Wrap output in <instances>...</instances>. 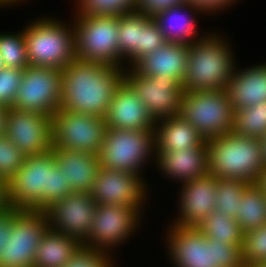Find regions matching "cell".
I'll use <instances>...</instances> for the list:
<instances>
[{
    "label": "cell",
    "mask_w": 266,
    "mask_h": 267,
    "mask_svg": "<svg viewBox=\"0 0 266 267\" xmlns=\"http://www.w3.org/2000/svg\"><path fill=\"white\" fill-rule=\"evenodd\" d=\"M125 67L74 59L62 72L60 109L105 117Z\"/></svg>",
    "instance_id": "1"
},
{
    "label": "cell",
    "mask_w": 266,
    "mask_h": 267,
    "mask_svg": "<svg viewBox=\"0 0 266 267\" xmlns=\"http://www.w3.org/2000/svg\"><path fill=\"white\" fill-rule=\"evenodd\" d=\"M168 225L164 244L172 266L245 267L242 245L224 244L207 238L196 227Z\"/></svg>",
    "instance_id": "2"
},
{
    "label": "cell",
    "mask_w": 266,
    "mask_h": 267,
    "mask_svg": "<svg viewBox=\"0 0 266 267\" xmlns=\"http://www.w3.org/2000/svg\"><path fill=\"white\" fill-rule=\"evenodd\" d=\"M212 32V33H211ZM189 45L188 65L183 89L218 90L226 88L236 70V55L227 36L213 30Z\"/></svg>",
    "instance_id": "3"
},
{
    "label": "cell",
    "mask_w": 266,
    "mask_h": 267,
    "mask_svg": "<svg viewBox=\"0 0 266 267\" xmlns=\"http://www.w3.org/2000/svg\"><path fill=\"white\" fill-rule=\"evenodd\" d=\"M207 144L208 174L256 183L266 167L259 138L240 136L233 132L210 138Z\"/></svg>",
    "instance_id": "4"
},
{
    "label": "cell",
    "mask_w": 266,
    "mask_h": 267,
    "mask_svg": "<svg viewBox=\"0 0 266 267\" xmlns=\"http://www.w3.org/2000/svg\"><path fill=\"white\" fill-rule=\"evenodd\" d=\"M60 20L41 16L23 27L29 65L64 69L77 58L73 20Z\"/></svg>",
    "instance_id": "5"
},
{
    "label": "cell",
    "mask_w": 266,
    "mask_h": 267,
    "mask_svg": "<svg viewBox=\"0 0 266 267\" xmlns=\"http://www.w3.org/2000/svg\"><path fill=\"white\" fill-rule=\"evenodd\" d=\"M179 114L207 141L232 132L235 109L226 88L184 90Z\"/></svg>",
    "instance_id": "6"
},
{
    "label": "cell",
    "mask_w": 266,
    "mask_h": 267,
    "mask_svg": "<svg viewBox=\"0 0 266 267\" xmlns=\"http://www.w3.org/2000/svg\"><path fill=\"white\" fill-rule=\"evenodd\" d=\"M150 157L155 161L154 130L107 128L98 153L101 168L139 175Z\"/></svg>",
    "instance_id": "7"
},
{
    "label": "cell",
    "mask_w": 266,
    "mask_h": 267,
    "mask_svg": "<svg viewBox=\"0 0 266 267\" xmlns=\"http://www.w3.org/2000/svg\"><path fill=\"white\" fill-rule=\"evenodd\" d=\"M76 56L80 60L121 67L117 40L119 16H74Z\"/></svg>",
    "instance_id": "8"
},
{
    "label": "cell",
    "mask_w": 266,
    "mask_h": 267,
    "mask_svg": "<svg viewBox=\"0 0 266 267\" xmlns=\"http://www.w3.org/2000/svg\"><path fill=\"white\" fill-rule=\"evenodd\" d=\"M55 163L52 151L26 156L23 165L7 183L10 208L45 211L48 208L49 169Z\"/></svg>",
    "instance_id": "9"
},
{
    "label": "cell",
    "mask_w": 266,
    "mask_h": 267,
    "mask_svg": "<svg viewBox=\"0 0 266 267\" xmlns=\"http://www.w3.org/2000/svg\"><path fill=\"white\" fill-rule=\"evenodd\" d=\"M106 130L104 117L59 109L52 116V148L98 155Z\"/></svg>",
    "instance_id": "10"
},
{
    "label": "cell",
    "mask_w": 266,
    "mask_h": 267,
    "mask_svg": "<svg viewBox=\"0 0 266 267\" xmlns=\"http://www.w3.org/2000/svg\"><path fill=\"white\" fill-rule=\"evenodd\" d=\"M143 209L97 204L89 236L83 246L113 252L116 246L125 244L124 241L135 235L137 227L142 226Z\"/></svg>",
    "instance_id": "11"
},
{
    "label": "cell",
    "mask_w": 266,
    "mask_h": 267,
    "mask_svg": "<svg viewBox=\"0 0 266 267\" xmlns=\"http://www.w3.org/2000/svg\"><path fill=\"white\" fill-rule=\"evenodd\" d=\"M61 85V69L29 65L12 108L53 116L60 109Z\"/></svg>",
    "instance_id": "12"
},
{
    "label": "cell",
    "mask_w": 266,
    "mask_h": 267,
    "mask_svg": "<svg viewBox=\"0 0 266 267\" xmlns=\"http://www.w3.org/2000/svg\"><path fill=\"white\" fill-rule=\"evenodd\" d=\"M48 228L45 211L22 210L0 253V267H33L36 248Z\"/></svg>",
    "instance_id": "13"
},
{
    "label": "cell",
    "mask_w": 266,
    "mask_h": 267,
    "mask_svg": "<svg viewBox=\"0 0 266 267\" xmlns=\"http://www.w3.org/2000/svg\"><path fill=\"white\" fill-rule=\"evenodd\" d=\"M125 80L137 92L155 123L179 114L184 89L177 79L142 76L132 67L125 69Z\"/></svg>",
    "instance_id": "14"
},
{
    "label": "cell",
    "mask_w": 266,
    "mask_h": 267,
    "mask_svg": "<svg viewBox=\"0 0 266 267\" xmlns=\"http://www.w3.org/2000/svg\"><path fill=\"white\" fill-rule=\"evenodd\" d=\"M52 116L10 108L7 113L5 136L25 156L52 151Z\"/></svg>",
    "instance_id": "15"
},
{
    "label": "cell",
    "mask_w": 266,
    "mask_h": 267,
    "mask_svg": "<svg viewBox=\"0 0 266 267\" xmlns=\"http://www.w3.org/2000/svg\"><path fill=\"white\" fill-rule=\"evenodd\" d=\"M145 181L143 175L100 168L90 194L97 204L144 208L150 193Z\"/></svg>",
    "instance_id": "16"
},
{
    "label": "cell",
    "mask_w": 266,
    "mask_h": 267,
    "mask_svg": "<svg viewBox=\"0 0 266 267\" xmlns=\"http://www.w3.org/2000/svg\"><path fill=\"white\" fill-rule=\"evenodd\" d=\"M96 206L90 193L72 192L45 210L49 228L83 245L88 239Z\"/></svg>",
    "instance_id": "17"
},
{
    "label": "cell",
    "mask_w": 266,
    "mask_h": 267,
    "mask_svg": "<svg viewBox=\"0 0 266 267\" xmlns=\"http://www.w3.org/2000/svg\"><path fill=\"white\" fill-rule=\"evenodd\" d=\"M178 192V215L169 224L197 227L215 210L217 177L207 174L199 179L181 183Z\"/></svg>",
    "instance_id": "18"
},
{
    "label": "cell",
    "mask_w": 266,
    "mask_h": 267,
    "mask_svg": "<svg viewBox=\"0 0 266 267\" xmlns=\"http://www.w3.org/2000/svg\"><path fill=\"white\" fill-rule=\"evenodd\" d=\"M104 118L107 128L111 129L154 130L156 124L125 79L116 89Z\"/></svg>",
    "instance_id": "19"
},
{
    "label": "cell",
    "mask_w": 266,
    "mask_h": 267,
    "mask_svg": "<svg viewBox=\"0 0 266 267\" xmlns=\"http://www.w3.org/2000/svg\"><path fill=\"white\" fill-rule=\"evenodd\" d=\"M199 14L206 13L186 2L156 13L152 19L158 25L165 42L191 45L208 34L203 32V35H200L197 31L199 25L196 15L200 16Z\"/></svg>",
    "instance_id": "20"
},
{
    "label": "cell",
    "mask_w": 266,
    "mask_h": 267,
    "mask_svg": "<svg viewBox=\"0 0 266 267\" xmlns=\"http://www.w3.org/2000/svg\"><path fill=\"white\" fill-rule=\"evenodd\" d=\"M155 162L165 177L180 184L208 174L207 144L187 150L155 152Z\"/></svg>",
    "instance_id": "21"
},
{
    "label": "cell",
    "mask_w": 266,
    "mask_h": 267,
    "mask_svg": "<svg viewBox=\"0 0 266 267\" xmlns=\"http://www.w3.org/2000/svg\"><path fill=\"white\" fill-rule=\"evenodd\" d=\"M189 45L165 42L141 58L133 68L142 76H161L177 79L181 84L188 65Z\"/></svg>",
    "instance_id": "22"
},
{
    "label": "cell",
    "mask_w": 266,
    "mask_h": 267,
    "mask_svg": "<svg viewBox=\"0 0 266 267\" xmlns=\"http://www.w3.org/2000/svg\"><path fill=\"white\" fill-rule=\"evenodd\" d=\"M54 159L72 192L91 193L99 171L98 155L78 150L54 149Z\"/></svg>",
    "instance_id": "23"
},
{
    "label": "cell",
    "mask_w": 266,
    "mask_h": 267,
    "mask_svg": "<svg viewBox=\"0 0 266 267\" xmlns=\"http://www.w3.org/2000/svg\"><path fill=\"white\" fill-rule=\"evenodd\" d=\"M226 92L235 110L266 100V63L235 70L228 81Z\"/></svg>",
    "instance_id": "24"
},
{
    "label": "cell",
    "mask_w": 266,
    "mask_h": 267,
    "mask_svg": "<svg viewBox=\"0 0 266 267\" xmlns=\"http://www.w3.org/2000/svg\"><path fill=\"white\" fill-rule=\"evenodd\" d=\"M155 152L187 150L203 146L206 140L180 114L156 122Z\"/></svg>",
    "instance_id": "25"
},
{
    "label": "cell",
    "mask_w": 266,
    "mask_h": 267,
    "mask_svg": "<svg viewBox=\"0 0 266 267\" xmlns=\"http://www.w3.org/2000/svg\"><path fill=\"white\" fill-rule=\"evenodd\" d=\"M80 246L76 239L48 228L36 248L33 267H63Z\"/></svg>",
    "instance_id": "26"
},
{
    "label": "cell",
    "mask_w": 266,
    "mask_h": 267,
    "mask_svg": "<svg viewBox=\"0 0 266 267\" xmlns=\"http://www.w3.org/2000/svg\"><path fill=\"white\" fill-rule=\"evenodd\" d=\"M151 16L131 12L119 16L118 44L121 52V67L140 49L143 39V27Z\"/></svg>",
    "instance_id": "27"
},
{
    "label": "cell",
    "mask_w": 266,
    "mask_h": 267,
    "mask_svg": "<svg viewBox=\"0 0 266 267\" xmlns=\"http://www.w3.org/2000/svg\"><path fill=\"white\" fill-rule=\"evenodd\" d=\"M236 220L243 232L266 224V194L255 183L245 189Z\"/></svg>",
    "instance_id": "28"
},
{
    "label": "cell",
    "mask_w": 266,
    "mask_h": 267,
    "mask_svg": "<svg viewBox=\"0 0 266 267\" xmlns=\"http://www.w3.org/2000/svg\"><path fill=\"white\" fill-rule=\"evenodd\" d=\"M207 238L224 244L242 245L243 231L237 220L214 210L196 227Z\"/></svg>",
    "instance_id": "29"
},
{
    "label": "cell",
    "mask_w": 266,
    "mask_h": 267,
    "mask_svg": "<svg viewBox=\"0 0 266 267\" xmlns=\"http://www.w3.org/2000/svg\"><path fill=\"white\" fill-rule=\"evenodd\" d=\"M232 132L262 139L266 135V100L235 110Z\"/></svg>",
    "instance_id": "30"
},
{
    "label": "cell",
    "mask_w": 266,
    "mask_h": 267,
    "mask_svg": "<svg viewBox=\"0 0 266 267\" xmlns=\"http://www.w3.org/2000/svg\"><path fill=\"white\" fill-rule=\"evenodd\" d=\"M249 185L248 182L239 179L217 178L215 210L236 219L242 195Z\"/></svg>",
    "instance_id": "31"
},
{
    "label": "cell",
    "mask_w": 266,
    "mask_h": 267,
    "mask_svg": "<svg viewBox=\"0 0 266 267\" xmlns=\"http://www.w3.org/2000/svg\"><path fill=\"white\" fill-rule=\"evenodd\" d=\"M76 1V0H75ZM138 0H77L75 16H120L135 12Z\"/></svg>",
    "instance_id": "32"
},
{
    "label": "cell",
    "mask_w": 266,
    "mask_h": 267,
    "mask_svg": "<svg viewBox=\"0 0 266 267\" xmlns=\"http://www.w3.org/2000/svg\"><path fill=\"white\" fill-rule=\"evenodd\" d=\"M0 55L5 67L25 69L29 66L24 29L0 33Z\"/></svg>",
    "instance_id": "33"
},
{
    "label": "cell",
    "mask_w": 266,
    "mask_h": 267,
    "mask_svg": "<svg viewBox=\"0 0 266 267\" xmlns=\"http://www.w3.org/2000/svg\"><path fill=\"white\" fill-rule=\"evenodd\" d=\"M241 251L245 267L266 263V224L243 232Z\"/></svg>",
    "instance_id": "34"
},
{
    "label": "cell",
    "mask_w": 266,
    "mask_h": 267,
    "mask_svg": "<svg viewBox=\"0 0 266 267\" xmlns=\"http://www.w3.org/2000/svg\"><path fill=\"white\" fill-rule=\"evenodd\" d=\"M112 254L107 250L81 245L63 267H115L117 264Z\"/></svg>",
    "instance_id": "35"
},
{
    "label": "cell",
    "mask_w": 266,
    "mask_h": 267,
    "mask_svg": "<svg viewBox=\"0 0 266 267\" xmlns=\"http://www.w3.org/2000/svg\"><path fill=\"white\" fill-rule=\"evenodd\" d=\"M25 155L8 137L0 136V178L8 181L25 161Z\"/></svg>",
    "instance_id": "36"
},
{
    "label": "cell",
    "mask_w": 266,
    "mask_h": 267,
    "mask_svg": "<svg viewBox=\"0 0 266 267\" xmlns=\"http://www.w3.org/2000/svg\"><path fill=\"white\" fill-rule=\"evenodd\" d=\"M24 69L4 67L0 70V106L13 107Z\"/></svg>",
    "instance_id": "37"
},
{
    "label": "cell",
    "mask_w": 266,
    "mask_h": 267,
    "mask_svg": "<svg viewBox=\"0 0 266 267\" xmlns=\"http://www.w3.org/2000/svg\"><path fill=\"white\" fill-rule=\"evenodd\" d=\"M165 43V39L158 28V25L151 19L143 27V39L140 49L126 62L127 68H132L141 58L152 53ZM130 64V65H129Z\"/></svg>",
    "instance_id": "38"
},
{
    "label": "cell",
    "mask_w": 266,
    "mask_h": 267,
    "mask_svg": "<svg viewBox=\"0 0 266 267\" xmlns=\"http://www.w3.org/2000/svg\"><path fill=\"white\" fill-rule=\"evenodd\" d=\"M71 193L72 188L68 181H65V177L60 173L58 165L55 163L52 168L49 169L48 208Z\"/></svg>",
    "instance_id": "39"
},
{
    "label": "cell",
    "mask_w": 266,
    "mask_h": 267,
    "mask_svg": "<svg viewBox=\"0 0 266 267\" xmlns=\"http://www.w3.org/2000/svg\"><path fill=\"white\" fill-rule=\"evenodd\" d=\"M186 2L187 0H138L135 11L153 17L156 13Z\"/></svg>",
    "instance_id": "40"
},
{
    "label": "cell",
    "mask_w": 266,
    "mask_h": 267,
    "mask_svg": "<svg viewBox=\"0 0 266 267\" xmlns=\"http://www.w3.org/2000/svg\"><path fill=\"white\" fill-rule=\"evenodd\" d=\"M239 1V0H238ZM237 0H187L188 3L200 8L208 16L213 15V13L223 12L224 9L230 8L233 3L235 5Z\"/></svg>",
    "instance_id": "41"
},
{
    "label": "cell",
    "mask_w": 266,
    "mask_h": 267,
    "mask_svg": "<svg viewBox=\"0 0 266 267\" xmlns=\"http://www.w3.org/2000/svg\"><path fill=\"white\" fill-rule=\"evenodd\" d=\"M21 211V209L10 208L6 212L0 214V253H2L7 239L10 238L12 223L14 222L15 217Z\"/></svg>",
    "instance_id": "42"
},
{
    "label": "cell",
    "mask_w": 266,
    "mask_h": 267,
    "mask_svg": "<svg viewBox=\"0 0 266 267\" xmlns=\"http://www.w3.org/2000/svg\"><path fill=\"white\" fill-rule=\"evenodd\" d=\"M10 209L8 203L7 182L0 178V214Z\"/></svg>",
    "instance_id": "43"
},
{
    "label": "cell",
    "mask_w": 266,
    "mask_h": 267,
    "mask_svg": "<svg viewBox=\"0 0 266 267\" xmlns=\"http://www.w3.org/2000/svg\"><path fill=\"white\" fill-rule=\"evenodd\" d=\"M8 108L0 106V136H4Z\"/></svg>",
    "instance_id": "44"
},
{
    "label": "cell",
    "mask_w": 266,
    "mask_h": 267,
    "mask_svg": "<svg viewBox=\"0 0 266 267\" xmlns=\"http://www.w3.org/2000/svg\"><path fill=\"white\" fill-rule=\"evenodd\" d=\"M255 184L262 190L264 194H266V167L258 175Z\"/></svg>",
    "instance_id": "45"
},
{
    "label": "cell",
    "mask_w": 266,
    "mask_h": 267,
    "mask_svg": "<svg viewBox=\"0 0 266 267\" xmlns=\"http://www.w3.org/2000/svg\"><path fill=\"white\" fill-rule=\"evenodd\" d=\"M23 1L25 2L27 0H0V8H10V6L13 7L15 5H19V3H22Z\"/></svg>",
    "instance_id": "46"
},
{
    "label": "cell",
    "mask_w": 266,
    "mask_h": 267,
    "mask_svg": "<svg viewBox=\"0 0 266 267\" xmlns=\"http://www.w3.org/2000/svg\"><path fill=\"white\" fill-rule=\"evenodd\" d=\"M260 140L262 143L263 159H264V162L266 163V135Z\"/></svg>",
    "instance_id": "47"
},
{
    "label": "cell",
    "mask_w": 266,
    "mask_h": 267,
    "mask_svg": "<svg viewBox=\"0 0 266 267\" xmlns=\"http://www.w3.org/2000/svg\"><path fill=\"white\" fill-rule=\"evenodd\" d=\"M249 267H266V263L254 264V265L249 266Z\"/></svg>",
    "instance_id": "48"
},
{
    "label": "cell",
    "mask_w": 266,
    "mask_h": 267,
    "mask_svg": "<svg viewBox=\"0 0 266 267\" xmlns=\"http://www.w3.org/2000/svg\"><path fill=\"white\" fill-rule=\"evenodd\" d=\"M4 67H5V65L3 63L2 56L0 55V70L3 69Z\"/></svg>",
    "instance_id": "49"
}]
</instances>
